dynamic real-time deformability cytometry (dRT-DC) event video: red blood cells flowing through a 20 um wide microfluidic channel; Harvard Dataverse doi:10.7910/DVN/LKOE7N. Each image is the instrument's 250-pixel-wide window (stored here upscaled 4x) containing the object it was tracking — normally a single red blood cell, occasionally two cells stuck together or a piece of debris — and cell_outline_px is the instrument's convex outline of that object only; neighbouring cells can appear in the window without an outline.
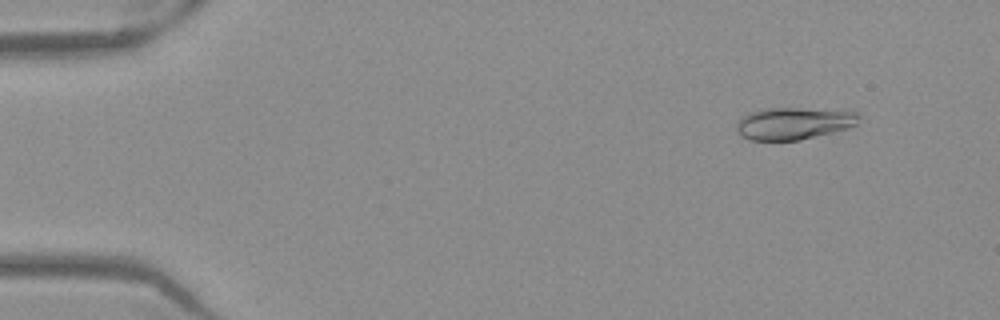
{"species": "Egyptian fruit bat (a non-hibernating species)", "species_latin": "Rousettus aegyptiacus", "temperature_condition": "warm", "stored_images_in_passage": 49, "camera_frame_rate_fps": 3000, "um_per_image_px": 0.085, "frame": {"image": 1, "passage_image": 2, "time_ms": 0.333, "image_size_px": [1000, 320], "cell_outline_px": [[860, 116], [856, 124], [848, 128], [800, 140], [748, 140], [740, 136], [736, 132], [736, 120], [740, 116], [748, 112], [760, 108], [852, 108]], "centroid_in_image_um": [67.47, 10.45], "position_along_channel_um": 17.5, "area_um2": 23.87}}
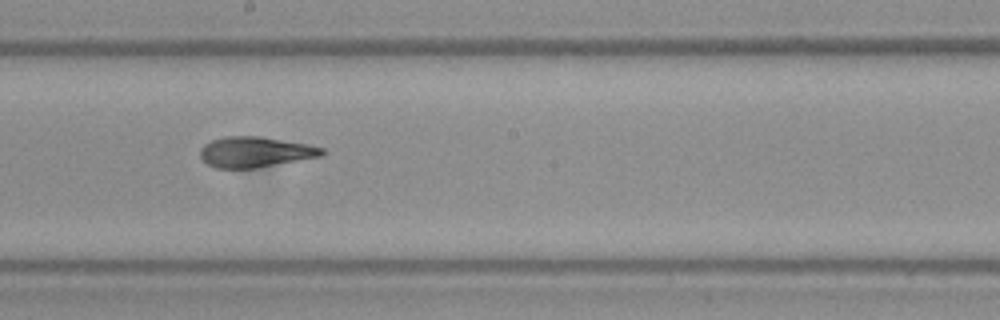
{"frame": {"image": 2, "passage_image": 26, "time_ms": 8.333, "image_size_px": [1000, 320], "cell_outline_px": [[324, 152], [320, 156], [256, 168], [216, 168], [208, 164], [200, 156], [200, 148], [204, 144], [212, 140], [224, 136], [260, 136], [308, 144], [324, 148]], "centroid_in_image_um": [21.67, 12.91], "position_along_channel_um": 226.5, "area_um2": 21.56}}
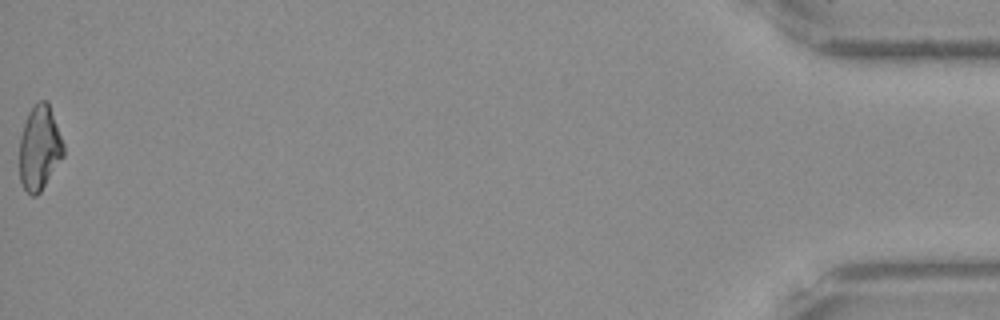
{"frame": {"image": 3, "passage_image": 49, "time_ms": 16.0, "image_size_px": [1000, 320], "cell_outline_px": [[64, 156], [40, 192], [36, 196], [32, 196], [24, 188], [20, 180], [20, 136], [28, 112], [40, 100], [48, 100], [64, 144]], "centroid_in_image_um": [3.37, 12.57], "position_along_channel_um": 431.8, "area_um2": 21.62}, "authors_computed_cell_mechanics": {"area_um2": 22.1952, "velocity_mm_per_s": 3.9392, "shape_relaxation_time_tau1_ms": 7.2061, "shape_relaxation_time_tau2_ms": 1.7517, "deformation_change_tau1": 0.2209, "deformation_change_tau2": 0.0779}}